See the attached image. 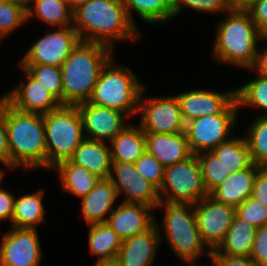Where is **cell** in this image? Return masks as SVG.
<instances>
[{
    "label": "cell",
    "mask_w": 267,
    "mask_h": 266,
    "mask_svg": "<svg viewBox=\"0 0 267 266\" xmlns=\"http://www.w3.org/2000/svg\"><path fill=\"white\" fill-rule=\"evenodd\" d=\"M247 10L256 27L264 37H267V0H256Z\"/></svg>",
    "instance_id": "obj_42"
},
{
    "label": "cell",
    "mask_w": 267,
    "mask_h": 266,
    "mask_svg": "<svg viewBox=\"0 0 267 266\" xmlns=\"http://www.w3.org/2000/svg\"><path fill=\"white\" fill-rule=\"evenodd\" d=\"M69 160L73 164L87 169L99 179L110 177L111 150L105 141L84 138Z\"/></svg>",
    "instance_id": "obj_23"
},
{
    "label": "cell",
    "mask_w": 267,
    "mask_h": 266,
    "mask_svg": "<svg viewBox=\"0 0 267 266\" xmlns=\"http://www.w3.org/2000/svg\"><path fill=\"white\" fill-rule=\"evenodd\" d=\"M208 195L196 154L164 168V180L159 190L162 202L194 205Z\"/></svg>",
    "instance_id": "obj_8"
},
{
    "label": "cell",
    "mask_w": 267,
    "mask_h": 266,
    "mask_svg": "<svg viewBox=\"0 0 267 266\" xmlns=\"http://www.w3.org/2000/svg\"><path fill=\"white\" fill-rule=\"evenodd\" d=\"M194 213L200 235L213 251L224 241L236 215V208L215 201L209 195L194 204Z\"/></svg>",
    "instance_id": "obj_12"
},
{
    "label": "cell",
    "mask_w": 267,
    "mask_h": 266,
    "mask_svg": "<svg viewBox=\"0 0 267 266\" xmlns=\"http://www.w3.org/2000/svg\"><path fill=\"white\" fill-rule=\"evenodd\" d=\"M197 262L198 261H196V262H183V266H185V264H186V266H204V265H202V264H197ZM206 266V265H205Z\"/></svg>",
    "instance_id": "obj_51"
},
{
    "label": "cell",
    "mask_w": 267,
    "mask_h": 266,
    "mask_svg": "<svg viewBox=\"0 0 267 266\" xmlns=\"http://www.w3.org/2000/svg\"><path fill=\"white\" fill-rule=\"evenodd\" d=\"M162 207V222L159 225L155 220V224L160 233L165 231L166 241L178 259L196 262L204 254L210 259L212 251L204 243L198 230L194 205L160 201L156 209Z\"/></svg>",
    "instance_id": "obj_5"
},
{
    "label": "cell",
    "mask_w": 267,
    "mask_h": 266,
    "mask_svg": "<svg viewBox=\"0 0 267 266\" xmlns=\"http://www.w3.org/2000/svg\"><path fill=\"white\" fill-rule=\"evenodd\" d=\"M184 121L205 115L222 113L235 99L236 89L217 92L205 89H193L175 95Z\"/></svg>",
    "instance_id": "obj_16"
},
{
    "label": "cell",
    "mask_w": 267,
    "mask_h": 266,
    "mask_svg": "<svg viewBox=\"0 0 267 266\" xmlns=\"http://www.w3.org/2000/svg\"><path fill=\"white\" fill-rule=\"evenodd\" d=\"M109 179L116 188L118 199L125 195L122 202L140 203L156 210L161 201L159 190L140 176L135 163L112 162Z\"/></svg>",
    "instance_id": "obj_14"
},
{
    "label": "cell",
    "mask_w": 267,
    "mask_h": 266,
    "mask_svg": "<svg viewBox=\"0 0 267 266\" xmlns=\"http://www.w3.org/2000/svg\"><path fill=\"white\" fill-rule=\"evenodd\" d=\"M249 257L258 266H267V226L257 228Z\"/></svg>",
    "instance_id": "obj_40"
},
{
    "label": "cell",
    "mask_w": 267,
    "mask_h": 266,
    "mask_svg": "<svg viewBox=\"0 0 267 266\" xmlns=\"http://www.w3.org/2000/svg\"><path fill=\"white\" fill-rule=\"evenodd\" d=\"M201 170L202 179L207 193L220 185L231 173L226 169L221 161L211 151L197 154Z\"/></svg>",
    "instance_id": "obj_35"
},
{
    "label": "cell",
    "mask_w": 267,
    "mask_h": 266,
    "mask_svg": "<svg viewBox=\"0 0 267 266\" xmlns=\"http://www.w3.org/2000/svg\"><path fill=\"white\" fill-rule=\"evenodd\" d=\"M92 266H119V264L118 260L115 257L111 259H97V261Z\"/></svg>",
    "instance_id": "obj_48"
},
{
    "label": "cell",
    "mask_w": 267,
    "mask_h": 266,
    "mask_svg": "<svg viewBox=\"0 0 267 266\" xmlns=\"http://www.w3.org/2000/svg\"><path fill=\"white\" fill-rule=\"evenodd\" d=\"M0 163L3 168L10 170V149L8 145V133L5 124V97H0Z\"/></svg>",
    "instance_id": "obj_41"
},
{
    "label": "cell",
    "mask_w": 267,
    "mask_h": 266,
    "mask_svg": "<svg viewBox=\"0 0 267 266\" xmlns=\"http://www.w3.org/2000/svg\"><path fill=\"white\" fill-rule=\"evenodd\" d=\"M236 215L250 225L267 226V206L251 196L236 208Z\"/></svg>",
    "instance_id": "obj_38"
},
{
    "label": "cell",
    "mask_w": 267,
    "mask_h": 266,
    "mask_svg": "<svg viewBox=\"0 0 267 266\" xmlns=\"http://www.w3.org/2000/svg\"><path fill=\"white\" fill-rule=\"evenodd\" d=\"M113 56L108 46L81 40L61 66L62 105L87 102L104 65Z\"/></svg>",
    "instance_id": "obj_4"
},
{
    "label": "cell",
    "mask_w": 267,
    "mask_h": 266,
    "mask_svg": "<svg viewBox=\"0 0 267 266\" xmlns=\"http://www.w3.org/2000/svg\"><path fill=\"white\" fill-rule=\"evenodd\" d=\"M81 199V215L87 225L107 222L118 195L109 178L99 179L94 188ZM109 214V215H108Z\"/></svg>",
    "instance_id": "obj_22"
},
{
    "label": "cell",
    "mask_w": 267,
    "mask_h": 266,
    "mask_svg": "<svg viewBox=\"0 0 267 266\" xmlns=\"http://www.w3.org/2000/svg\"><path fill=\"white\" fill-rule=\"evenodd\" d=\"M37 231L10 227L0 242V266H40L42 249Z\"/></svg>",
    "instance_id": "obj_13"
},
{
    "label": "cell",
    "mask_w": 267,
    "mask_h": 266,
    "mask_svg": "<svg viewBox=\"0 0 267 266\" xmlns=\"http://www.w3.org/2000/svg\"><path fill=\"white\" fill-rule=\"evenodd\" d=\"M239 109L235 99L222 113L201 116L187 122L185 133L191 153L197 155L212 151L232 138Z\"/></svg>",
    "instance_id": "obj_9"
},
{
    "label": "cell",
    "mask_w": 267,
    "mask_h": 266,
    "mask_svg": "<svg viewBox=\"0 0 267 266\" xmlns=\"http://www.w3.org/2000/svg\"><path fill=\"white\" fill-rule=\"evenodd\" d=\"M141 177L160 190L164 180V166L147 150L135 162Z\"/></svg>",
    "instance_id": "obj_39"
},
{
    "label": "cell",
    "mask_w": 267,
    "mask_h": 266,
    "mask_svg": "<svg viewBox=\"0 0 267 266\" xmlns=\"http://www.w3.org/2000/svg\"><path fill=\"white\" fill-rule=\"evenodd\" d=\"M26 81L22 80L3 96L16 109L46 114L61 106L60 101L37 80L32 78L23 68Z\"/></svg>",
    "instance_id": "obj_17"
},
{
    "label": "cell",
    "mask_w": 267,
    "mask_h": 266,
    "mask_svg": "<svg viewBox=\"0 0 267 266\" xmlns=\"http://www.w3.org/2000/svg\"><path fill=\"white\" fill-rule=\"evenodd\" d=\"M255 1L256 0H229L232 8H235V9H247Z\"/></svg>",
    "instance_id": "obj_47"
},
{
    "label": "cell",
    "mask_w": 267,
    "mask_h": 266,
    "mask_svg": "<svg viewBox=\"0 0 267 266\" xmlns=\"http://www.w3.org/2000/svg\"><path fill=\"white\" fill-rule=\"evenodd\" d=\"M4 176H5V172L2 168H0V183L2 182Z\"/></svg>",
    "instance_id": "obj_52"
},
{
    "label": "cell",
    "mask_w": 267,
    "mask_h": 266,
    "mask_svg": "<svg viewBox=\"0 0 267 266\" xmlns=\"http://www.w3.org/2000/svg\"><path fill=\"white\" fill-rule=\"evenodd\" d=\"M236 89V99L239 108L251 107L264 111L261 115L267 117V78L256 75L253 80L238 86Z\"/></svg>",
    "instance_id": "obj_32"
},
{
    "label": "cell",
    "mask_w": 267,
    "mask_h": 266,
    "mask_svg": "<svg viewBox=\"0 0 267 266\" xmlns=\"http://www.w3.org/2000/svg\"><path fill=\"white\" fill-rule=\"evenodd\" d=\"M146 150L164 167L174 165L189 158V149L185 131L173 134L145 133Z\"/></svg>",
    "instance_id": "obj_21"
},
{
    "label": "cell",
    "mask_w": 267,
    "mask_h": 266,
    "mask_svg": "<svg viewBox=\"0 0 267 266\" xmlns=\"http://www.w3.org/2000/svg\"><path fill=\"white\" fill-rule=\"evenodd\" d=\"M225 14L227 16L217 24L214 32L211 55L223 64L249 69L264 36L247 9L232 8Z\"/></svg>",
    "instance_id": "obj_3"
},
{
    "label": "cell",
    "mask_w": 267,
    "mask_h": 266,
    "mask_svg": "<svg viewBox=\"0 0 267 266\" xmlns=\"http://www.w3.org/2000/svg\"><path fill=\"white\" fill-rule=\"evenodd\" d=\"M145 88L139 98V126L144 133L173 134L184 132L186 122L183 119L179 103L175 95L146 97ZM144 98V99H143Z\"/></svg>",
    "instance_id": "obj_10"
},
{
    "label": "cell",
    "mask_w": 267,
    "mask_h": 266,
    "mask_svg": "<svg viewBox=\"0 0 267 266\" xmlns=\"http://www.w3.org/2000/svg\"><path fill=\"white\" fill-rule=\"evenodd\" d=\"M221 161L222 165L230 170L237 172L248 168L252 164L250 151L245 136H235L219 144L212 151Z\"/></svg>",
    "instance_id": "obj_31"
},
{
    "label": "cell",
    "mask_w": 267,
    "mask_h": 266,
    "mask_svg": "<svg viewBox=\"0 0 267 266\" xmlns=\"http://www.w3.org/2000/svg\"><path fill=\"white\" fill-rule=\"evenodd\" d=\"M190 8L204 13H226L232 9L229 0H173L174 17L181 15L185 8ZM180 13V14H179Z\"/></svg>",
    "instance_id": "obj_37"
},
{
    "label": "cell",
    "mask_w": 267,
    "mask_h": 266,
    "mask_svg": "<svg viewBox=\"0 0 267 266\" xmlns=\"http://www.w3.org/2000/svg\"><path fill=\"white\" fill-rule=\"evenodd\" d=\"M5 124L10 149V170L47 169V150L43 115L24 112L5 98Z\"/></svg>",
    "instance_id": "obj_2"
},
{
    "label": "cell",
    "mask_w": 267,
    "mask_h": 266,
    "mask_svg": "<svg viewBox=\"0 0 267 266\" xmlns=\"http://www.w3.org/2000/svg\"><path fill=\"white\" fill-rule=\"evenodd\" d=\"M152 211L153 208L144 204L120 202L110 213L107 223L123 241L148 230L155 223Z\"/></svg>",
    "instance_id": "obj_19"
},
{
    "label": "cell",
    "mask_w": 267,
    "mask_h": 266,
    "mask_svg": "<svg viewBox=\"0 0 267 266\" xmlns=\"http://www.w3.org/2000/svg\"><path fill=\"white\" fill-rule=\"evenodd\" d=\"M130 20L137 26L133 12L145 23H167L174 18L173 0H123ZM133 11V12H132Z\"/></svg>",
    "instance_id": "obj_28"
},
{
    "label": "cell",
    "mask_w": 267,
    "mask_h": 266,
    "mask_svg": "<svg viewBox=\"0 0 267 266\" xmlns=\"http://www.w3.org/2000/svg\"><path fill=\"white\" fill-rule=\"evenodd\" d=\"M112 162L135 163L146 151L145 133L139 125H127L110 143Z\"/></svg>",
    "instance_id": "obj_24"
},
{
    "label": "cell",
    "mask_w": 267,
    "mask_h": 266,
    "mask_svg": "<svg viewBox=\"0 0 267 266\" xmlns=\"http://www.w3.org/2000/svg\"><path fill=\"white\" fill-rule=\"evenodd\" d=\"M88 248L97 259H111L117 256L122 240L107 222L88 224Z\"/></svg>",
    "instance_id": "obj_29"
},
{
    "label": "cell",
    "mask_w": 267,
    "mask_h": 266,
    "mask_svg": "<svg viewBox=\"0 0 267 266\" xmlns=\"http://www.w3.org/2000/svg\"><path fill=\"white\" fill-rule=\"evenodd\" d=\"M73 28L82 41L99 43L114 50L117 41L140 39L123 0H88L73 10Z\"/></svg>",
    "instance_id": "obj_1"
},
{
    "label": "cell",
    "mask_w": 267,
    "mask_h": 266,
    "mask_svg": "<svg viewBox=\"0 0 267 266\" xmlns=\"http://www.w3.org/2000/svg\"><path fill=\"white\" fill-rule=\"evenodd\" d=\"M39 18L50 27H65L73 24V10L66 0H35L27 11V21Z\"/></svg>",
    "instance_id": "obj_30"
},
{
    "label": "cell",
    "mask_w": 267,
    "mask_h": 266,
    "mask_svg": "<svg viewBox=\"0 0 267 266\" xmlns=\"http://www.w3.org/2000/svg\"><path fill=\"white\" fill-rule=\"evenodd\" d=\"M44 189L15 197L11 227L37 229L45 221Z\"/></svg>",
    "instance_id": "obj_25"
},
{
    "label": "cell",
    "mask_w": 267,
    "mask_h": 266,
    "mask_svg": "<svg viewBox=\"0 0 267 266\" xmlns=\"http://www.w3.org/2000/svg\"><path fill=\"white\" fill-rule=\"evenodd\" d=\"M20 67L50 91L62 105V73L60 67L45 64H20Z\"/></svg>",
    "instance_id": "obj_34"
},
{
    "label": "cell",
    "mask_w": 267,
    "mask_h": 266,
    "mask_svg": "<svg viewBox=\"0 0 267 266\" xmlns=\"http://www.w3.org/2000/svg\"><path fill=\"white\" fill-rule=\"evenodd\" d=\"M112 57L103 67L88 102L125 113L138 114L139 98L145 87L128 67L117 65Z\"/></svg>",
    "instance_id": "obj_6"
},
{
    "label": "cell",
    "mask_w": 267,
    "mask_h": 266,
    "mask_svg": "<svg viewBox=\"0 0 267 266\" xmlns=\"http://www.w3.org/2000/svg\"><path fill=\"white\" fill-rule=\"evenodd\" d=\"M16 5L22 7L26 12L33 6L35 0H10Z\"/></svg>",
    "instance_id": "obj_49"
},
{
    "label": "cell",
    "mask_w": 267,
    "mask_h": 266,
    "mask_svg": "<svg viewBox=\"0 0 267 266\" xmlns=\"http://www.w3.org/2000/svg\"><path fill=\"white\" fill-rule=\"evenodd\" d=\"M212 266H258L250 257L211 254Z\"/></svg>",
    "instance_id": "obj_43"
},
{
    "label": "cell",
    "mask_w": 267,
    "mask_h": 266,
    "mask_svg": "<svg viewBox=\"0 0 267 266\" xmlns=\"http://www.w3.org/2000/svg\"><path fill=\"white\" fill-rule=\"evenodd\" d=\"M261 167L252 163L248 168L232 172L209 196L215 201L237 208L252 194L257 171Z\"/></svg>",
    "instance_id": "obj_20"
},
{
    "label": "cell",
    "mask_w": 267,
    "mask_h": 266,
    "mask_svg": "<svg viewBox=\"0 0 267 266\" xmlns=\"http://www.w3.org/2000/svg\"><path fill=\"white\" fill-rule=\"evenodd\" d=\"M262 41L267 42V37H263ZM265 46L263 48L264 50L258 48L254 64L248 70L267 78V45Z\"/></svg>",
    "instance_id": "obj_46"
},
{
    "label": "cell",
    "mask_w": 267,
    "mask_h": 266,
    "mask_svg": "<svg viewBox=\"0 0 267 266\" xmlns=\"http://www.w3.org/2000/svg\"><path fill=\"white\" fill-rule=\"evenodd\" d=\"M81 41L73 26L56 27L29 48L20 64H45L60 67Z\"/></svg>",
    "instance_id": "obj_11"
},
{
    "label": "cell",
    "mask_w": 267,
    "mask_h": 266,
    "mask_svg": "<svg viewBox=\"0 0 267 266\" xmlns=\"http://www.w3.org/2000/svg\"><path fill=\"white\" fill-rule=\"evenodd\" d=\"M251 197L267 206V167H261L257 171Z\"/></svg>",
    "instance_id": "obj_44"
},
{
    "label": "cell",
    "mask_w": 267,
    "mask_h": 266,
    "mask_svg": "<svg viewBox=\"0 0 267 266\" xmlns=\"http://www.w3.org/2000/svg\"><path fill=\"white\" fill-rule=\"evenodd\" d=\"M0 183V222L12 219L14 212L15 195L11 191L3 189Z\"/></svg>",
    "instance_id": "obj_45"
},
{
    "label": "cell",
    "mask_w": 267,
    "mask_h": 266,
    "mask_svg": "<svg viewBox=\"0 0 267 266\" xmlns=\"http://www.w3.org/2000/svg\"><path fill=\"white\" fill-rule=\"evenodd\" d=\"M76 106L82 119L85 138L110 142L127 126L125 120L129 117L121 111L100 107L88 101Z\"/></svg>",
    "instance_id": "obj_15"
},
{
    "label": "cell",
    "mask_w": 267,
    "mask_h": 266,
    "mask_svg": "<svg viewBox=\"0 0 267 266\" xmlns=\"http://www.w3.org/2000/svg\"><path fill=\"white\" fill-rule=\"evenodd\" d=\"M246 132L244 136L252 163L259 167H267V117H255Z\"/></svg>",
    "instance_id": "obj_33"
},
{
    "label": "cell",
    "mask_w": 267,
    "mask_h": 266,
    "mask_svg": "<svg viewBox=\"0 0 267 266\" xmlns=\"http://www.w3.org/2000/svg\"><path fill=\"white\" fill-rule=\"evenodd\" d=\"M257 228L235 215L224 241L211 254L249 257Z\"/></svg>",
    "instance_id": "obj_26"
},
{
    "label": "cell",
    "mask_w": 267,
    "mask_h": 266,
    "mask_svg": "<svg viewBox=\"0 0 267 266\" xmlns=\"http://www.w3.org/2000/svg\"><path fill=\"white\" fill-rule=\"evenodd\" d=\"M162 239L154 223L148 230L123 240L116 256L119 266H152Z\"/></svg>",
    "instance_id": "obj_18"
},
{
    "label": "cell",
    "mask_w": 267,
    "mask_h": 266,
    "mask_svg": "<svg viewBox=\"0 0 267 266\" xmlns=\"http://www.w3.org/2000/svg\"><path fill=\"white\" fill-rule=\"evenodd\" d=\"M47 169L69 160L85 138L77 106L61 105L43 114Z\"/></svg>",
    "instance_id": "obj_7"
},
{
    "label": "cell",
    "mask_w": 267,
    "mask_h": 266,
    "mask_svg": "<svg viewBox=\"0 0 267 266\" xmlns=\"http://www.w3.org/2000/svg\"><path fill=\"white\" fill-rule=\"evenodd\" d=\"M51 170L58 172L63 191L82 198L97 184L99 178L87 169L73 164L70 160L58 163Z\"/></svg>",
    "instance_id": "obj_27"
},
{
    "label": "cell",
    "mask_w": 267,
    "mask_h": 266,
    "mask_svg": "<svg viewBox=\"0 0 267 266\" xmlns=\"http://www.w3.org/2000/svg\"><path fill=\"white\" fill-rule=\"evenodd\" d=\"M68 2L69 7L72 10H75L78 6L85 4L88 0H66Z\"/></svg>",
    "instance_id": "obj_50"
},
{
    "label": "cell",
    "mask_w": 267,
    "mask_h": 266,
    "mask_svg": "<svg viewBox=\"0 0 267 266\" xmlns=\"http://www.w3.org/2000/svg\"><path fill=\"white\" fill-rule=\"evenodd\" d=\"M27 23V12L10 0H0V40Z\"/></svg>",
    "instance_id": "obj_36"
}]
</instances>
